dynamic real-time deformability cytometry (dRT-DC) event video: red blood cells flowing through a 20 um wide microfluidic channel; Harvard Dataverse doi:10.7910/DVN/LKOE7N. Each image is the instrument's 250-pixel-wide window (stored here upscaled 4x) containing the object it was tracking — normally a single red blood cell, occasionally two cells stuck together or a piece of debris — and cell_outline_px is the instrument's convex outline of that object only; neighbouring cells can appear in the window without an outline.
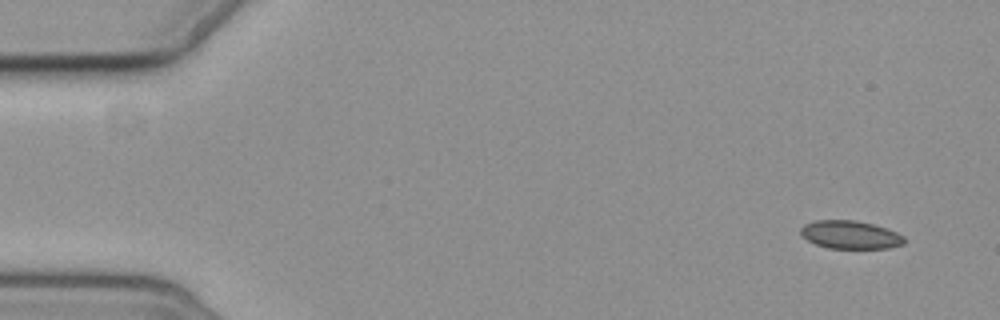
{"species": "common noctule bat (a hibernating species)", "species_latin": "Nyctalus noctula", "temperature_condition": "cold", "stored_images_in_passage": 3, "camera_frame_rate_fps": 3000, "um_per_image_px": 0.085, "animal": {"sex": "female", "body_mass_g": 19.3, "forearm_length_mm": 54.1}, "frame": {"image": 1, "passage_image": 1, "time_ms": 0.0, "image_size_px": [1000, 320], "cell_outline_px": [[908, 240], [904, 244], [888, 248], [828, 248], [816, 244], [808, 240], [800, 232], [800, 228], [804, 224], [812, 220], [856, 220], [888, 228], [904, 236]], "centroid_in_image_um": [72.3, 19.94], "position_along_channel_um": 12.7, "area_um2": 17.11}}